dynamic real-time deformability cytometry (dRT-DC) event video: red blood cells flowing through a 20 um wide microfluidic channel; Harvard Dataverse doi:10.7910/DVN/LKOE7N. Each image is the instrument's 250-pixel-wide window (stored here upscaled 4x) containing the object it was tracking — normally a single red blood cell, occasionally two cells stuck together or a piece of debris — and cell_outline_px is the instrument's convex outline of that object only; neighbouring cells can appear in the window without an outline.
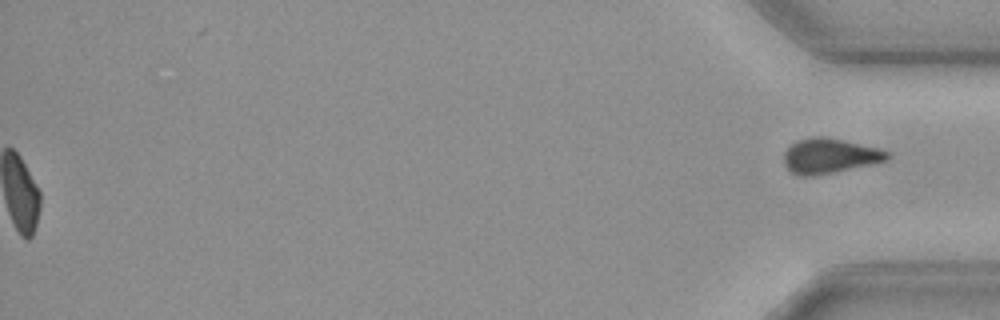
{"species": "common noctule bat (a hibernating species)", "species_latin": "Nyctalus noctula", "temperature_condition": "cold", "stored_images_in_passage": 45, "segment_of_instrument_passage": [2, 2], "camera_frame_rate_fps": 3000, "um_per_image_px": 0.085, "animal": {"sex": "female", "body_mass_g": 19.3, "forearm_length_mm": 54.1}, "frame": {"image": 1, "passage_image": 45, "time_ms": 14.667, "image_size_px": [1000, 320], "cell_outline_px": [[888, 156], [884, 160], [868, 164], [816, 176], [800, 176], [792, 172], [784, 164], [784, 152], [796, 140], [812, 136], [828, 136], [876, 148], [888, 152]], "centroid_in_image_um": [70.43, 13.23], "position_along_channel_um": 364.8, "area_um2": 20.69}}